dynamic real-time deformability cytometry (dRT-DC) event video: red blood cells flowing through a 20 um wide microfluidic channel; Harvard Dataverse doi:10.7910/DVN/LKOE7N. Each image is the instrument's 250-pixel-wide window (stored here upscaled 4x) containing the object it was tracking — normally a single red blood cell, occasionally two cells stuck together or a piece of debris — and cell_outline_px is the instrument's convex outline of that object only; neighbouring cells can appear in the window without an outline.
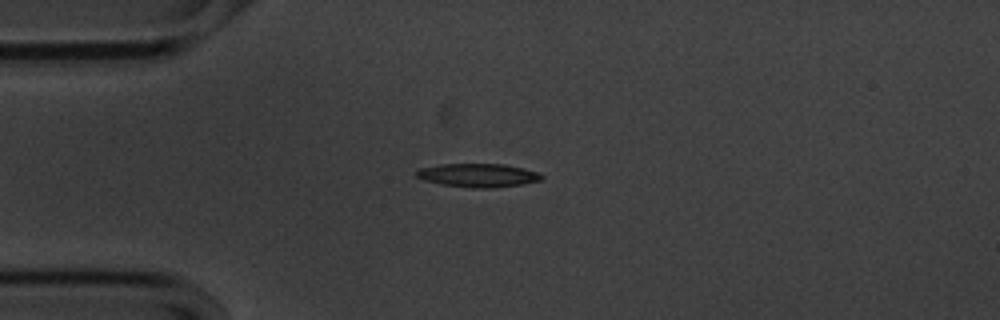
{"species": "common noctule bat (a hibernating species)", "species_latin": "Nyctalus noctula", "temperature_condition": "cold", "stored_images_in_passage": 43, "camera_frame_rate_fps": 3000, "um_per_image_px": 0.085, "animal": {"sex": "male", "body_mass_g": 20.1, "forearm_length_mm": 53.5}, "frame": {"image": 1, "passage_image": 1, "time_ms": 0.0, "image_size_px": [1000, 320], "cell_outline_px": [[544, 176], [540, 180], [520, 184], [444, 184], [428, 180], [416, 176], [416, 172], [424, 168], [448, 164], [500, 164], [520, 168], [536, 172]], "centroid_in_image_um": [40.65, 14.83], "position_along_channel_um": 44.3, "area_um2": 15.03}}
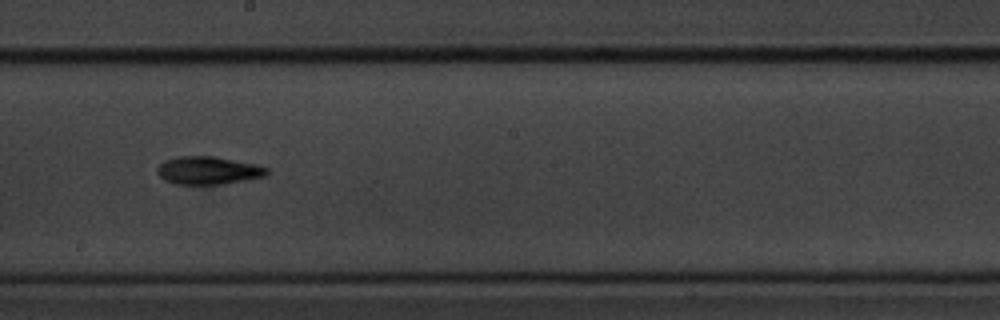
{"frame": {"image": 2, "passage_image": 18, "time_ms": 5.667, "image_size_px": [1000, 320], "cell_outline_px": [[268, 172], [260, 176], [216, 184], [180, 184], [168, 180], [160, 176], [160, 164], [168, 160], [184, 156], [208, 156], [252, 164], [268, 168]], "centroid_in_image_um": [17.67, 14.48], "position_along_channel_um": 230.5, "area_um2": 16.47}}
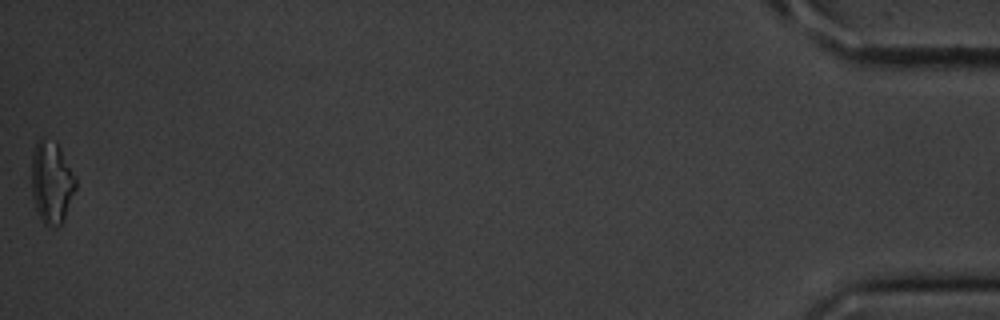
{"frame": {"image": 3, "passage_image": 43, "time_ms": 14.0, "image_size_px": [1000, 320], "cell_outline_px": [[76, 188], [64, 216], [60, 224], [44, 224], [36, 208], [32, 192], [32, 160], [36, 144], [40, 140], [56, 144], [76, 180]], "centroid_in_image_um": [4.37, 15.54], "position_along_channel_um": 430.8, "area_um2": 19.71}, "authors_computed_cell_mechanics": {"area_um2": 15.5482, "velocity_mm_per_s": 3.5716, "shape_relaxation_time_tau1_ms": 4.6362, "shape_relaxation_time_tau2_ms": null, "deformation_change_tau1": 0.1311, "deformation_change_tau2": null}}